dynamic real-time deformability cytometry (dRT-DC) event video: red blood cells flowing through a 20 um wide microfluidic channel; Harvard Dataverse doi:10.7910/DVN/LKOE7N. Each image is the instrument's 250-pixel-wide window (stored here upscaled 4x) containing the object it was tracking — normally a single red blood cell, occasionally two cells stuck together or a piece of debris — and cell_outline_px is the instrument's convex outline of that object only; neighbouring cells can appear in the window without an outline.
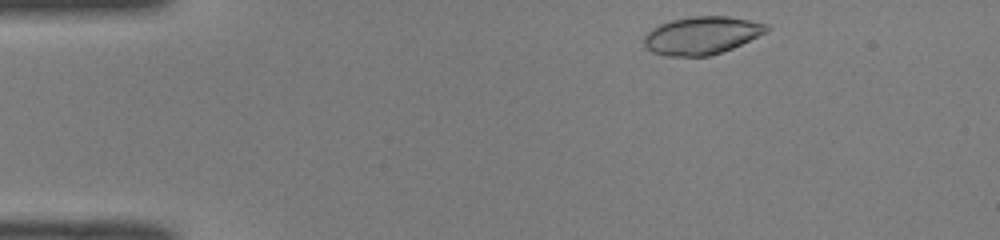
{"species": "common noctule bat (a hibernating species)", "species_latin": "Nyctalus noctula", "temperature_condition": "room temperature", "stored_images_in_passage": 44, "camera_frame_rate_fps": 3000, "um_per_image_px": 0.085, "animal": {"sex": "male", "body_mass_g": 19.0, "forearm_length_mm": 50.8}, "frame": {"image": 1, "passage_image": 2, "time_ms": 0.333, "image_size_px": [1000, 240], "cell_outline_px": [[772, 28], [732, 48], [708, 56], [668, 56], [652, 52], [644, 44], [644, 36], [652, 28], [660, 24], [672, 20], [692, 16], [728, 16], [768, 24]], "centroid_in_image_um": [59.62, 3.0], "position_along_channel_um": 25.4, "area_um2": 26.65}}
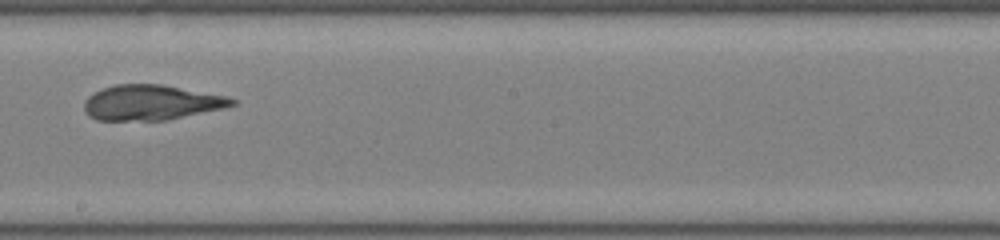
{"frame": {"image": 2, "passage_image": 23, "time_ms": 7.333, "image_size_px": [1000, 240], "cell_outline_px": [[240, 100], [236, 104], [224, 108], [168, 120], [96, 120], [88, 116], [84, 112], [84, 100], [88, 96], [104, 88], [116, 84], [160, 84], [228, 96]], "centroid_in_image_um": [12.88, 8.72], "position_along_channel_um": 235.3, "area_um2": 30.46}}
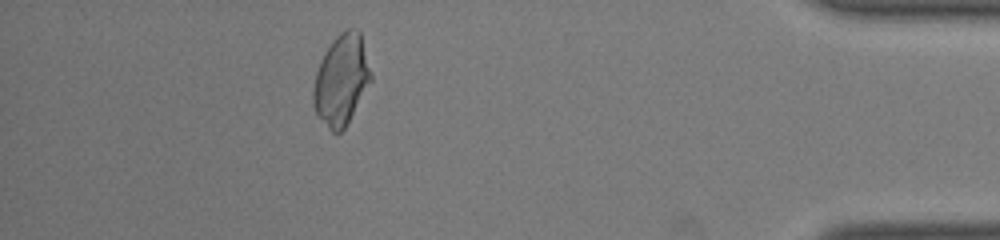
{"frame": {"image": 3, "passage_image": 39, "time_ms": 12.667, "image_size_px": [1000, 240], "cell_outline_px": [[372, 80], [344, 128], [340, 132], [332, 132], [328, 128], [316, 112], [312, 104], [312, 92], [316, 72], [320, 60], [324, 52], [332, 40], [340, 32], [348, 28], [360, 32], [372, 76]], "centroid_in_image_um": [28.99, 6.77], "position_along_channel_um": 406.2, "area_um2": 30.06}}